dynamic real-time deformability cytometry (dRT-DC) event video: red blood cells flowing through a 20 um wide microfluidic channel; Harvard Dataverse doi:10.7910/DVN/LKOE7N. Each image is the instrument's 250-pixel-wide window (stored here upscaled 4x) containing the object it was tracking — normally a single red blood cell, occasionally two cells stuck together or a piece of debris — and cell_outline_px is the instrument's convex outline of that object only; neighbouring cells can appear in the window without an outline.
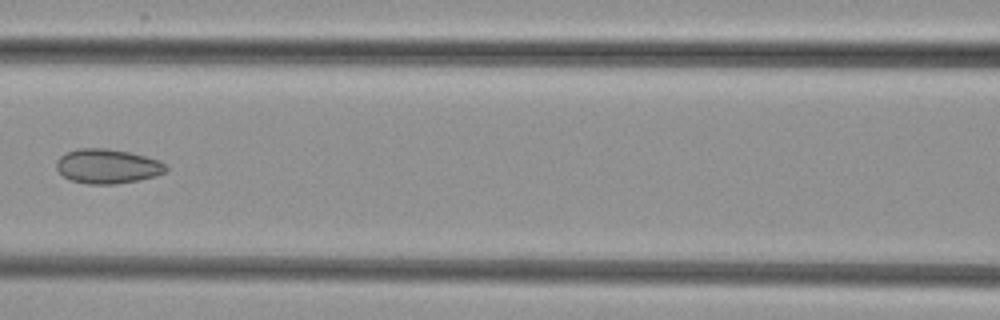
{"species": "common noctule bat (a hibernating species)", "species_latin": "Nyctalus noctula", "temperature_condition": "cold", "stored_images_in_passage": 6, "camera_frame_rate_fps": 3000, "um_per_image_px": 0.085, "animal": {"sex": "female", "body_mass_g": 29.2, "forearm_length_mm": 56.3}, "frame": {"image": 1, "passage_image": 6, "time_ms": 7.0, "image_size_px": [1000, 320], "cell_outline_px": [[168, 168], [164, 172], [156, 176], [140, 180], [116, 184], [88, 184], [72, 180], [64, 176], [56, 168], [56, 160], [60, 156], [68, 152], [80, 148], [108, 148], [128, 152], [160, 160]], "centroid_in_image_um": [9.14, 14.13], "position_along_channel_um": 157.5, "area_um2": 21.96}}